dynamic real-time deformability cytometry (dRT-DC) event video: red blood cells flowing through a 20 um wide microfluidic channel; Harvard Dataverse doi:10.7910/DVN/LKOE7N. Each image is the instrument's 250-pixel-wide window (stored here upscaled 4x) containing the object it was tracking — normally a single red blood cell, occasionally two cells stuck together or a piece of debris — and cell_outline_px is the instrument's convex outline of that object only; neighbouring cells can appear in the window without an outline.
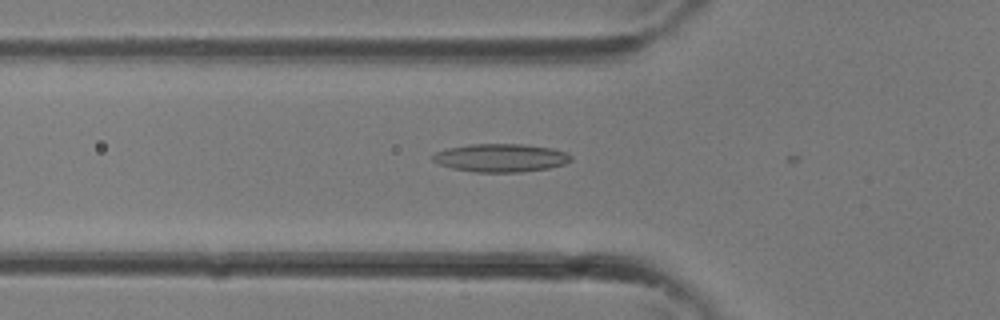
{"species": "common noctule bat (a hibernating species)", "species_latin": "Nyctalus noctula", "temperature_condition": "room temperature", "stored_images_in_passage": 4, "camera_frame_rate_fps": 3000, "um_per_image_px": 0.085, "animal": {"sex": "female"}, "frame": {"image": 1, "passage_image": 3, "time_ms": 0.667, "image_size_px": [1000, 320], "cell_outline_px": [[572, 160], [564, 164], [548, 168], [520, 172], [476, 172], [452, 168], [440, 164], [432, 160], [432, 156], [436, 152], [448, 148], [468, 144], [524, 144], [552, 148], [568, 152], [572, 156]], "centroid_in_image_um": [42.59, 13.41], "position_along_channel_um": 83.2, "area_um2": 22.72}}